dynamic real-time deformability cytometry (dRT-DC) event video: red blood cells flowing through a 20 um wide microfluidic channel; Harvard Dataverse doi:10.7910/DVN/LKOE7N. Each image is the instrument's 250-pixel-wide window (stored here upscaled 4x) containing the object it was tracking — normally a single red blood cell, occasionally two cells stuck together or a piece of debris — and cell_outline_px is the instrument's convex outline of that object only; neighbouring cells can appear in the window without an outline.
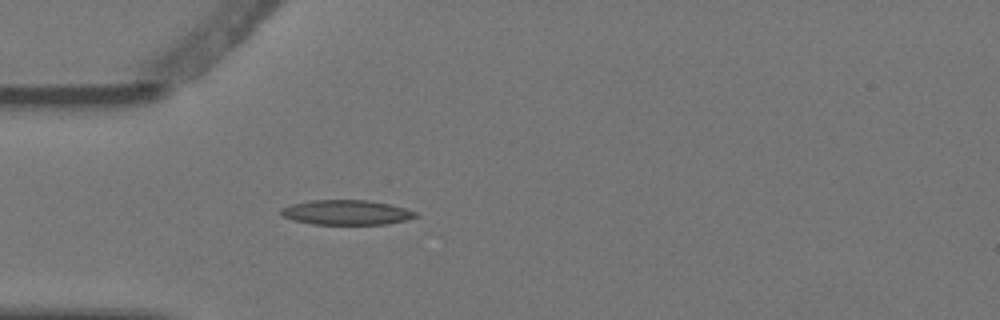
{"species": "Egyptian fruit bat (a non-hibernating species)", "species_latin": "Rousettus aegyptiacus", "temperature_condition": "warm", "stored_images_in_passage": 3, "camera_frame_rate_fps": 3000, "um_per_image_px": 0.085, "animal": {"sex": "female"}, "frame": {"image": 1, "passage_image": 3, "time_ms": 0.667, "image_size_px": [1000, 320], "cell_outline_px": [[420, 216], [408, 220], [388, 224], [312, 224], [292, 220], [284, 216], [280, 212], [280, 208], [292, 204], [308, 200], [368, 200], [388, 204], [404, 208], [416, 212]], "centroid_in_image_um": [29.45, 18.06], "position_along_channel_um": 55.5, "area_um2": 19.54}}